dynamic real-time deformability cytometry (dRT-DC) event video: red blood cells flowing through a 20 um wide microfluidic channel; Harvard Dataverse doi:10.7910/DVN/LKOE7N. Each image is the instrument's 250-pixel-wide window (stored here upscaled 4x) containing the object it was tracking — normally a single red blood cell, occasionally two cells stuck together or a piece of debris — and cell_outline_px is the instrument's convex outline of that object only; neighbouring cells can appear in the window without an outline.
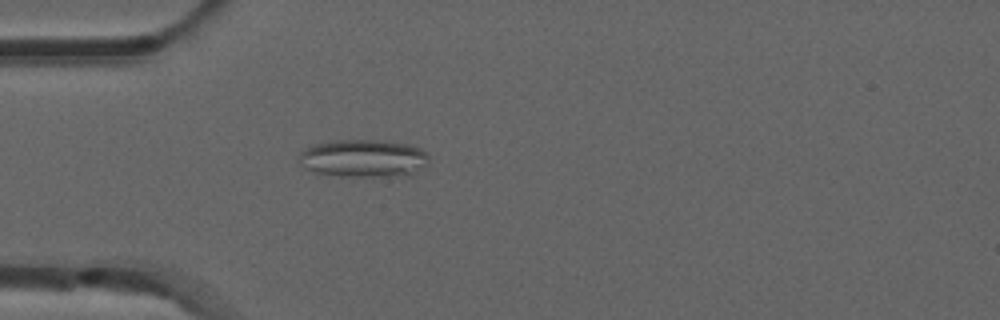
{"species": "common noctule bat (a hibernating species)", "species_latin": "Nyctalus noctula", "temperature_condition": "room temperature", "stored_images_in_passage": 43, "camera_frame_rate_fps": 3000, "um_per_image_px": 0.085, "animal": {"sex": "male", "forearm_length_mm": 52.5}, "frame": {"image": 1, "passage_image": 6, "time_ms": 1.667, "image_size_px": [1000, 320], "cell_outline_px": [[428, 164], [412, 176], [340, 176], [316, 172], [304, 168], [300, 164], [300, 152], [304, 148], [312, 144], [336, 140], [380, 140], [408, 144], [420, 148], [428, 156]], "centroid_in_image_um": [30.91, 13.46], "position_along_channel_um": 54.1, "area_um2": 28.84}}
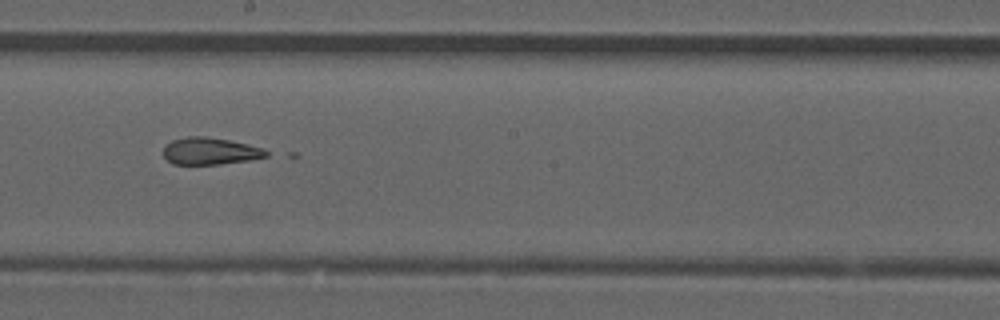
{"frame": {"image": 2, "passage_image": 20, "time_ms": 6.333, "image_size_px": [1000, 320], "cell_outline_px": [[272, 152], [268, 156], [248, 160], [220, 164], [172, 164], [164, 156], [164, 148], [172, 140], [188, 136], [204, 136], [228, 140], [264, 148]], "centroid_in_image_um": [17.9, 12.84], "position_along_channel_um": 230.3, "area_um2": 16.13}}
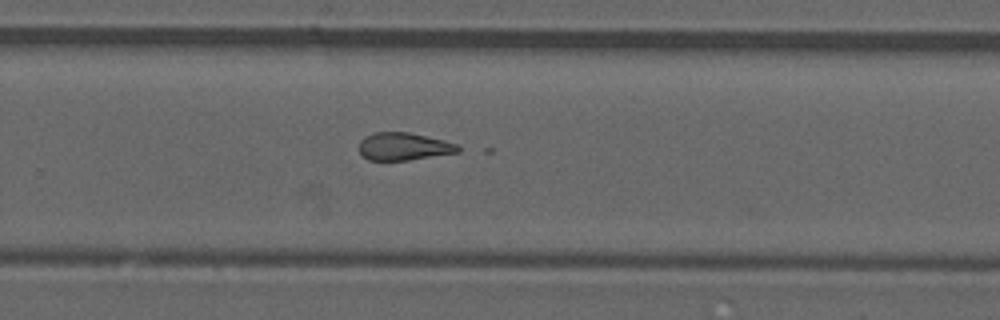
{"frame": {"image": 3, "passage_image": 25, "time_ms": 8.0, "image_size_px": [1000, 320], "cell_outline_px": [[460, 152], [408, 160], [368, 160], [360, 156], [360, 140], [364, 136], [376, 132], [408, 132], [444, 140], [460, 144]], "centroid_in_image_um": [34.32, 12.45], "position_along_channel_um": 295.5, "area_um2": 16.07}}